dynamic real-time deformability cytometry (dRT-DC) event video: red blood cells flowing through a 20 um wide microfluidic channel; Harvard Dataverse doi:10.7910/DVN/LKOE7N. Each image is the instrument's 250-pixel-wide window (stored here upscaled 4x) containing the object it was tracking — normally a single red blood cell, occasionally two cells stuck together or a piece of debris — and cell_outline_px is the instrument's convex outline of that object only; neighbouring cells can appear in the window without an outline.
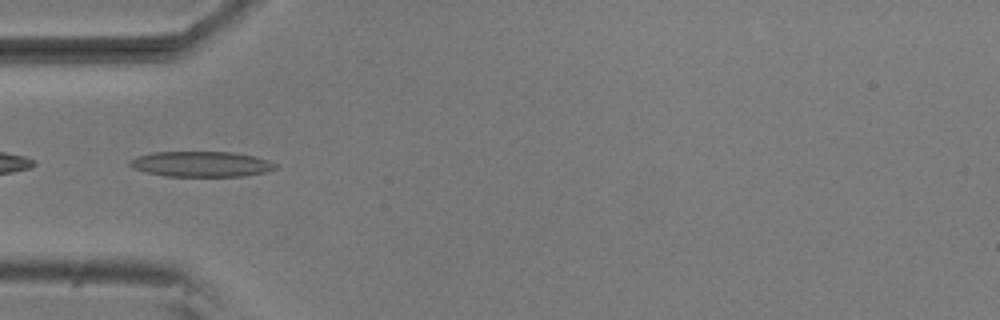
{"species": "common noctule bat (a hibernating species)", "species_latin": "Nyctalus noctula", "temperature_condition": "room temperature", "stored_images_in_passage": 19, "camera_frame_rate_fps": 3000, "um_per_image_px": 0.085, "animal": {"sex": "male", "body_mass_g": 20.5, "forearm_length_mm": 52.5}, "frame": {"image": 1, "passage_image": 16, "time_ms": 5.0, "image_size_px": [1000, 320], "cell_outline_px": [[276, 168], [264, 172], [244, 176], [168, 176], [144, 172], [132, 168], [128, 164], [136, 156], [152, 152], [232, 152], [256, 156], [268, 160], [276, 164]], "centroid_in_image_um": [17.09, 13.94], "position_along_channel_um": 67.9, "area_um2": 21.56}}